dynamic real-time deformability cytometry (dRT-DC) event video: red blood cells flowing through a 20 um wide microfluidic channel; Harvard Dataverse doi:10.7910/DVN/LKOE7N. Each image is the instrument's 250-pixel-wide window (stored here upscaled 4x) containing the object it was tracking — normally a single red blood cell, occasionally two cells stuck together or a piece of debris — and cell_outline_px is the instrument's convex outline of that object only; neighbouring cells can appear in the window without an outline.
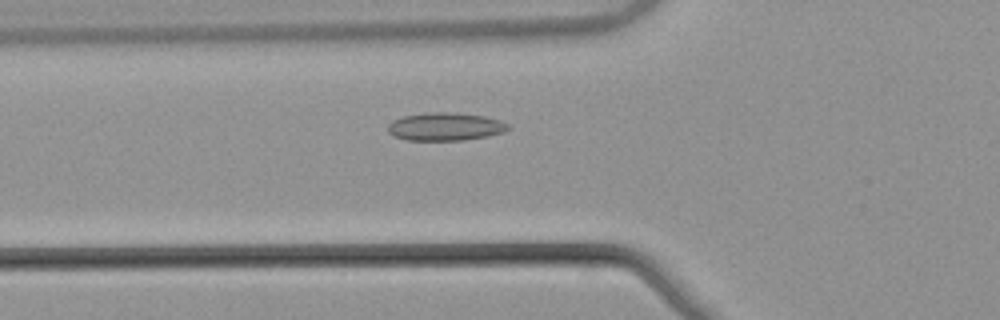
{"species": "common noctule bat (a hibernating species)", "species_latin": "Nyctalus noctula", "temperature_condition": "warm", "stored_images_in_passage": 41, "camera_frame_rate_fps": 3000, "um_per_image_px": 0.085, "animal": {"sex": "male", "body_mass_g": 21.5, "forearm_length_mm": 52.0}, "frame": {"image": 1, "passage_image": 7, "time_ms": 2.0, "image_size_px": [1000, 320], "cell_outline_px": [[508, 128], [504, 132], [488, 136], [464, 140], [408, 140], [396, 136], [388, 132], [388, 124], [392, 120], [404, 116], [428, 112], [456, 112], [484, 116], [500, 120], [508, 124]], "centroid_in_image_um": [37.85, 10.75], "position_along_channel_um": 87.9, "area_um2": 19.59}}
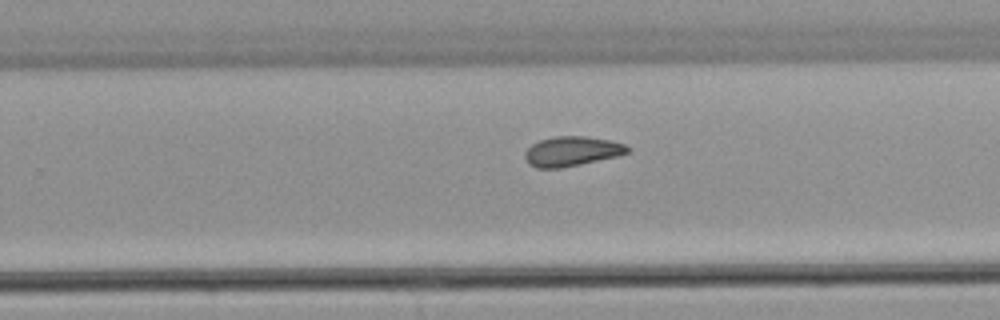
{"frame": {"image": 2, "passage_image": 22, "time_ms": 7.0, "image_size_px": [1000, 320], "cell_outline_px": [[632, 152], [616, 156], [580, 164], [560, 168], [536, 168], [528, 164], [524, 156], [524, 152], [532, 144], [540, 140], [556, 136], [588, 136], [608, 140], [624, 144], [632, 148]], "centroid_in_image_um": [48.61, 12.86], "position_along_channel_um": 281.2, "area_um2": 17.8}}
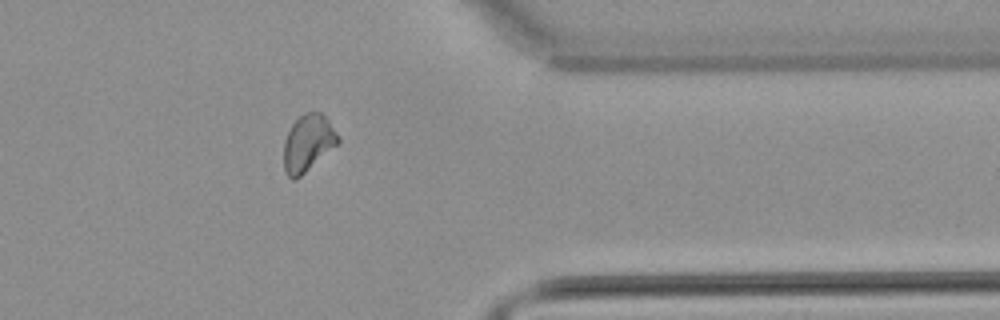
{"frame": {"image": 3, "passage_image": 31, "time_ms": 10.0, "image_size_px": [1000, 320], "cell_outline_px": [[340, 140], [336, 144], [296, 180], [292, 180], [284, 172], [284, 140], [292, 124], [304, 112], [320, 112], [328, 120], [336, 132]], "centroid_in_image_um": [26.14, 12.16], "position_along_channel_um": 385.3, "area_um2": 17.57}, "authors_computed_cell_mechanics": {"area_um2": 18.0336, "velocity_mm_per_s": 3.8669, "shape_relaxation_time_tau1_ms": null, "shape_relaxation_time_tau2_ms": 5.3711, "deformation_change_tau1": null, "deformation_change_tau2": 0.1126}}